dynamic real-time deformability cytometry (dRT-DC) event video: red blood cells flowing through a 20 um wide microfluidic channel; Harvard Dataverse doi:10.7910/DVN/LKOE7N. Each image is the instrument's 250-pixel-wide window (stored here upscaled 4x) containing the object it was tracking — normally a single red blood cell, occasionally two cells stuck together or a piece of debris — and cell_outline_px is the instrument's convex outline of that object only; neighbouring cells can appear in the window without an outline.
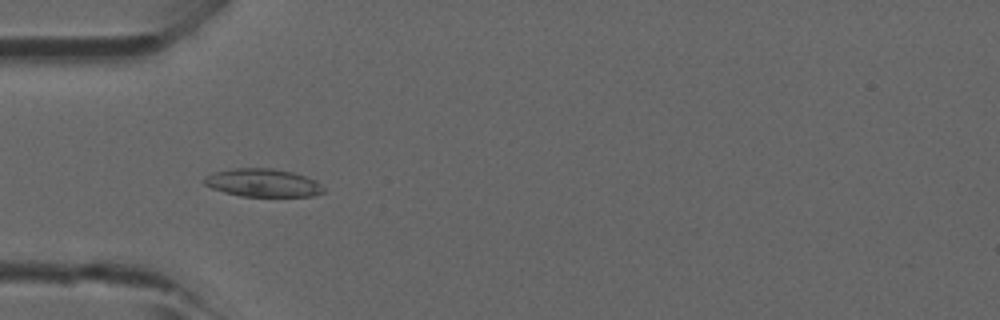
{"species": "common noctule bat (a hibernating species)", "species_latin": "Nyctalus noctula", "temperature_condition": "room temperature", "stored_images_in_passage": 45, "camera_frame_rate_fps": 3000, "um_per_image_px": 0.085, "animal": {"sex": "male", "forearm_length_mm": 52.5}, "frame": {"image": 1, "passage_image": 14, "time_ms": 4.333, "image_size_px": [1000, 320], "cell_outline_px": [[324, 192], [312, 196], [240, 196], [224, 192], [212, 188], [204, 184], [204, 180], [212, 172], [236, 168], [272, 168], [292, 172], [316, 180], [324, 188]], "centroid_in_image_um": [22.35, 15.54], "position_along_channel_um": 62.6, "area_um2": 19.36}}
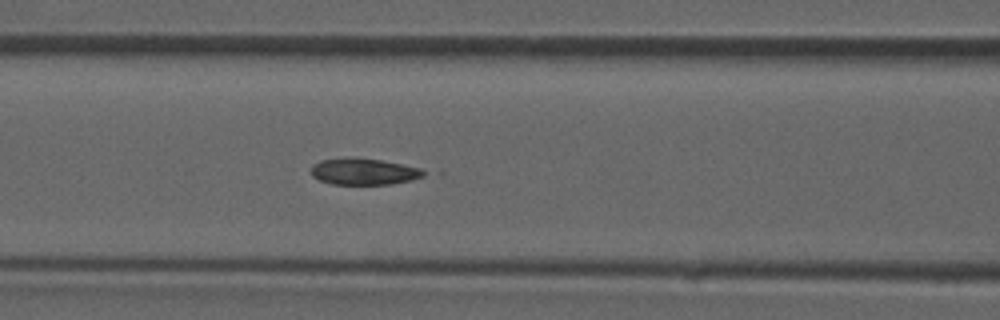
{"frame": {"image": 2, "passage_image": 19, "time_ms": 6.0, "image_size_px": [1000, 320], "cell_outline_px": [[428, 172], [424, 176], [412, 180], [392, 184], [332, 184], [320, 180], [312, 176], [312, 164], [320, 160], [380, 160], [420, 168]], "centroid_in_image_um": [30.98, 14.63], "position_along_channel_um": 135.6, "area_um2": 16.65}}
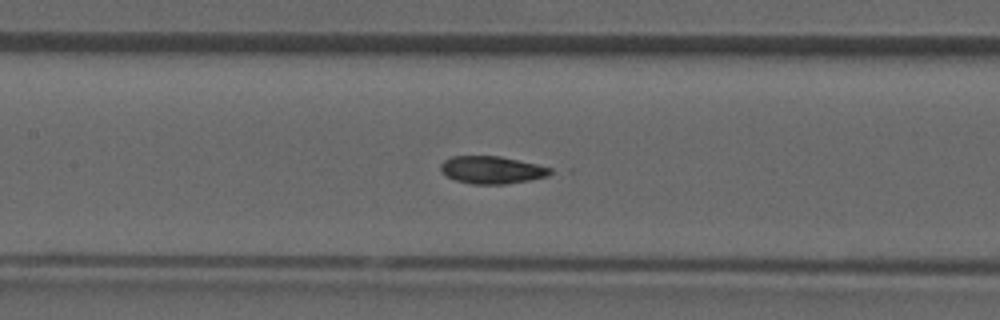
{"frame": {"image": 3, "passage_image": 21, "time_ms": 6.667, "image_size_px": [1000, 320], "cell_outline_px": [[556, 172], [548, 176], [508, 184], [472, 184], [456, 180], [440, 172], [440, 164], [444, 160], [452, 156], [500, 156], [536, 164], [552, 168]], "centroid_in_image_um": [41.82, 14.44], "position_along_channel_um": 165.6, "area_um2": 17.69}}